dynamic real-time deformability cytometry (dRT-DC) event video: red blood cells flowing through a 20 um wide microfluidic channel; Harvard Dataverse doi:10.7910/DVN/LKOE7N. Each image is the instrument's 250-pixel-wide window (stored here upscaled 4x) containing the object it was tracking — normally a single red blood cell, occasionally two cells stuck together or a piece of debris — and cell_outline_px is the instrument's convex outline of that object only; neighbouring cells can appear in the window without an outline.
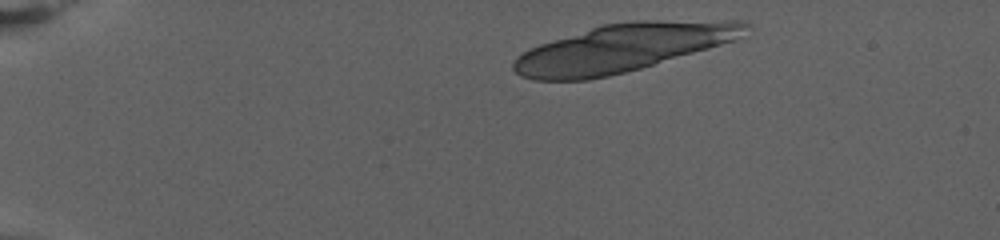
{"species": "human", "species_latin": "Homo sapiens", "temperature_condition": "warm", "stored_images_in_passage": 8, "camera_frame_rate_fps": 3000, "um_per_image_px": 0.085, "donor": {"sex": "female"}, "frame": {"image": 1, "passage_image": 1, "time_ms": 0.0, "image_size_px": [1000, 240], "cell_outline_px": [[752, 28], [736, 40], [640, 68], [608, 76], [588, 80], [536, 80], [520, 76], [512, 68], [512, 64], [516, 56], [540, 44], [604, 24], [636, 20], [744, 20], [752, 24]], "centroid_in_image_um": [52.99, 4.05], "position_along_channel_um": 32.0, "area_um2": 64.45}}